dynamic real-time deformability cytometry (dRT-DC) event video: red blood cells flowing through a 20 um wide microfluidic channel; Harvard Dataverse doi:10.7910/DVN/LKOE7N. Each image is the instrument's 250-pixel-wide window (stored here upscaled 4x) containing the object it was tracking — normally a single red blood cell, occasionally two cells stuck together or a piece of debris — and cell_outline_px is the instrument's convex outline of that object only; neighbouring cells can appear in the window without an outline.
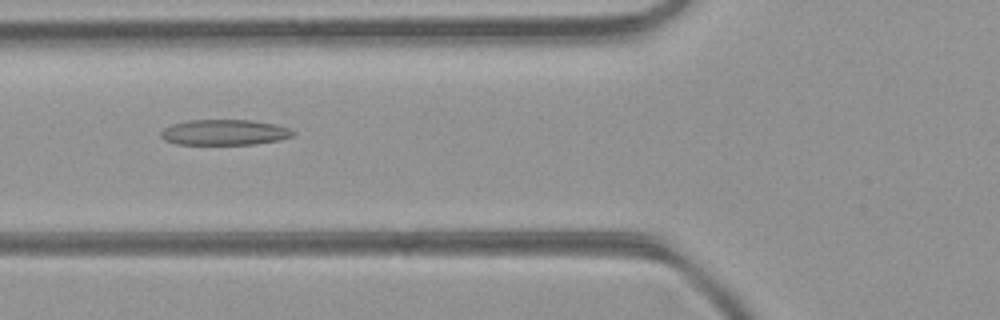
{"species": "common noctule bat (a hibernating species)", "species_latin": "Nyctalus noctula", "temperature_condition": "room temperature", "stored_images_in_passage": 30, "camera_frame_rate_fps": 3000, "um_per_image_px": 0.085, "animal": {"sex": "female", "body_mass_g": 21.9}, "frame": {"image": 1, "passage_image": 6, "time_ms": 1.667, "image_size_px": [1000, 320], "cell_outline_px": [[296, 132], [292, 136], [280, 140], [252, 144], [176, 144], [164, 140], [160, 136], [160, 132], [164, 128], [172, 124], [188, 120], [248, 120], [276, 124], [292, 128]], "centroid_in_image_um": [19.09, 11.24], "position_along_channel_um": 106.7, "area_um2": 19.77}}
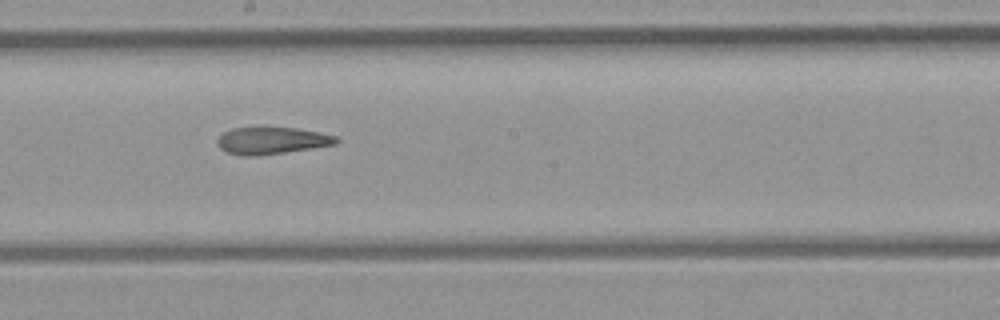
{"frame": {"image": 2, "passage_image": 14, "time_ms": 4.333, "image_size_px": [1000, 320], "cell_outline_px": [[340, 140], [336, 144], [284, 152], [256, 156], [244, 156], [228, 152], [220, 148], [216, 144], [216, 140], [224, 132], [232, 128], [264, 124], [296, 128], [336, 136]], "centroid_in_image_um": [23.04, 11.9], "position_along_channel_um": 225.2, "area_um2": 19.31}}
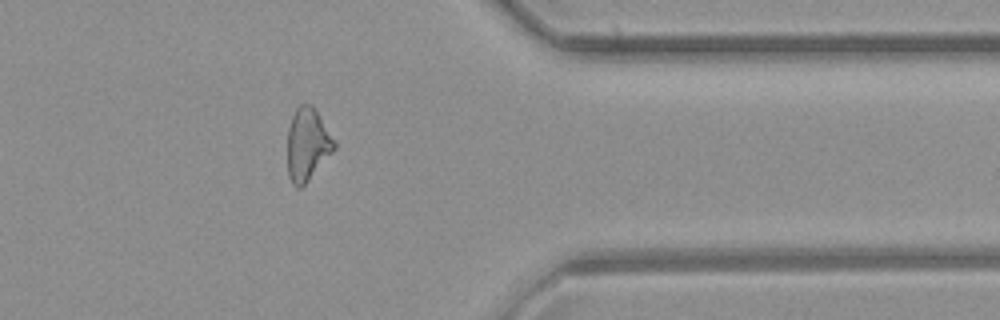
{"frame": {"image": 3, "passage_image": 26, "time_ms": 8.333, "image_size_px": [1000, 320], "cell_outline_px": [[336, 148], [308, 180], [300, 188], [296, 188], [292, 184], [288, 176], [288, 128], [292, 116], [296, 108], [300, 104], [312, 104], [336, 140]], "centroid_in_image_um": [26.14, 12.26], "position_along_channel_um": 385.3, "area_um2": 19.83}, "authors_computed_cell_mechanics": {"area_um2": 19.7098, "velocity_mm_per_s": 4.4165, "shape_relaxation_time_tau1_ms": null, "shape_relaxation_time_tau2_ms": 3.8551, "deformation_change_tau1": null, "deformation_change_tau2": 0.1568}}